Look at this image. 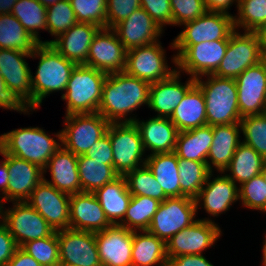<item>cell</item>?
Returning <instances> with one entry per match:
<instances>
[{"label":"cell","instance_id":"obj_30","mask_svg":"<svg viewBox=\"0 0 266 266\" xmlns=\"http://www.w3.org/2000/svg\"><path fill=\"white\" fill-rule=\"evenodd\" d=\"M169 119L179 132L207 125L205 99L196 83L187 91Z\"/></svg>","mask_w":266,"mask_h":266},{"label":"cell","instance_id":"obj_48","mask_svg":"<svg viewBox=\"0 0 266 266\" xmlns=\"http://www.w3.org/2000/svg\"><path fill=\"white\" fill-rule=\"evenodd\" d=\"M172 9V24L182 25L195 20L206 11L203 0H170Z\"/></svg>","mask_w":266,"mask_h":266},{"label":"cell","instance_id":"obj_54","mask_svg":"<svg viewBox=\"0 0 266 266\" xmlns=\"http://www.w3.org/2000/svg\"><path fill=\"white\" fill-rule=\"evenodd\" d=\"M167 266H213L202 254H188L168 259Z\"/></svg>","mask_w":266,"mask_h":266},{"label":"cell","instance_id":"obj_27","mask_svg":"<svg viewBox=\"0 0 266 266\" xmlns=\"http://www.w3.org/2000/svg\"><path fill=\"white\" fill-rule=\"evenodd\" d=\"M47 168L50 170L52 179L47 181L43 177V180L57 190L69 195L82 192L78 173V156L71 151L61 146L49 159L43 172H46Z\"/></svg>","mask_w":266,"mask_h":266},{"label":"cell","instance_id":"obj_24","mask_svg":"<svg viewBox=\"0 0 266 266\" xmlns=\"http://www.w3.org/2000/svg\"><path fill=\"white\" fill-rule=\"evenodd\" d=\"M99 29L96 24L77 22L55 40L41 43L51 44L62 56L76 65H86L89 47Z\"/></svg>","mask_w":266,"mask_h":266},{"label":"cell","instance_id":"obj_41","mask_svg":"<svg viewBox=\"0 0 266 266\" xmlns=\"http://www.w3.org/2000/svg\"><path fill=\"white\" fill-rule=\"evenodd\" d=\"M124 177L129 193L133 196H147L160 202L168 198L146 165L127 172Z\"/></svg>","mask_w":266,"mask_h":266},{"label":"cell","instance_id":"obj_61","mask_svg":"<svg viewBox=\"0 0 266 266\" xmlns=\"http://www.w3.org/2000/svg\"><path fill=\"white\" fill-rule=\"evenodd\" d=\"M263 244L264 245L262 247V253H263V255H262L263 261H262V263H263V266H266V236H265V240H264Z\"/></svg>","mask_w":266,"mask_h":266},{"label":"cell","instance_id":"obj_40","mask_svg":"<svg viewBox=\"0 0 266 266\" xmlns=\"http://www.w3.org/2000/svg\"><path fill=\"white\" fill-rule=\"evenodd\" d=\"M46 7L37 0H18L11 14L23 25L25 30L39 43V30L47 31L46 26ZM38 30V31H37Z\"/></svg>","mask_w":266,"mask_h":266},{"label":"cell","instance_id":"obj_57","mask_svg":"<svg viewBox=\"0 0 266 266\" xmlns=\"http://www.w3.org/2000/svg\"><path fill=\"white\" fill-rule=\"evenodd\" d=\"M0 154L4 157V161L0 162V190L2 191V195H4L9 182V171L7 168V154L1 148Z\"/></svg>","mask_w":266,"mask_h":266},{"label":"cell","instance_id":"obj_13","mask_svg":"<svg viewBox=\"0 0 266 266\" xmlns=\"http://www.w3.org/2000/svg\"><path fill=\"white\" fill-rule=\"evenodd\" d=\"M233 17L232 14L206 11L195 20L182 24L184 30L173 40V45H195L229 39L235 30Z\"/></svg>","mask_w":266,"mask_h":266},{"label":"cell","instance_id":"obj_25","mask_svg":"<svg viewBox=\"0 0 266 266\" xmlns=\"http://www.w3.org/2000/svg\"><path fill=\"white\" fill-rule=\"evenodd\" d=\"M180 71H176L167 79L150 84L148 107L158 113L157 117L170 118L187 91L196 83L190 78L185 85L179 81Z\"/></svg>","mask_w":266,"mask_h":266},{"label":"cell","instance_id":"obj_31","mask_svg":"<svg viewBox=\"0 0 266 266\" xmlns=\"http://www.w3.org/2000/svg\"><path fill=\"white\" fill-rule=\"evenodd\" d=\"M109 222L119 224L126 214L132 195L129 193L124 176L105 184L94 192Z\"/></svg>","mask_w":266,"mask_h":266},{"label":"cell","instance_id":"obj_7","mask_svg":"<svg viewBox=\"0 0 266 266\" xmlns=\"http://www.w3.org/2000/svg\"><path fill=\"white\" fill-rule=\"evenodd\" d=\"M263 60L264 51L256 32L245 31L240 34L235 29L230 34L225 56L213 75L235 79L247 68Z\"/></svg>","mask_w":266,"mask_h":266},{"label":"cell","instance_id":"obj_51","mask_svg":"<svg viewBox=\"0 0 266 266\" xmlns=\"http://www.w3.org/2000/svg\"><path fill=\"white\" fill-rule=\"evenodd\" d=\"M0 107L28 114V110L32 109L29 105L11 88L6 86V83L0 74Z\"/></svg>","mask_w":266,"mask_h":266},{"label":"cell","instance_id":"obj_59","mask_svg":"<svg viewBox=\"0 0 266 266\" xmlns=\"http://www.w3.org/2000/svg\"><path fill=\"white\" fill-rule=\"evenodd\" d=\"M263 51L266 50V22L256 31Z\"/></svg>","mask_w":266,"mask_h":266},{"label":"cell","instance_id":"obj_50","mask_svg":"<svg viewBox=\"0 0 266 266\" xmlns=\"http://www.w3.org/2000/svg\"><path fill=\"white\" fill-rule=\"evenodd\" d=\"M143 8L151 18L161 27L172 25V9L170 0H141Z\"/></svg>","mask_w":266,"mask_h":266},{"label":"cell","instance_id":"obj_29","mask_svg":"<svg viewBox=\"0 0 266 266\" xmlns=\"http://www.w3.org/2000/svg\"><path fill=\"white\" fill-rule=\"evenodd\" d=\"M239 128H241L240 123L212 126L213 141L206 161L210 172L213 170L211 164L221 173L228 167L234 152L241 143L239 139L241 129Z\"/></svg>","mask_w":266,"mask_h":266},{"label":"cell","instance_id":"obj_9","mask_svg":"<svg viewBox=\"0 0 266 266\" xmlns=\"http://www.w3.org/2000/svg\"><path fill=\"white\" fill-rule=\"evenodd\" d=\"M107 134L113 151V167L120 176L145 165L146 158L142 160L145 149L134 122L111 123Z\"/></svg>","mask_w":266,"mask_h":266},{"label":"cell","instance_id":"obj_21","mask_svg":"<svg viewBox=\"0 0 266 266\" xmlns=\"http://www.w3.org/2000/svg\"><path fill=\"white\" fill-rule=\"evenodd\" d=\"M111 225L94 193L70 195L69 228L96 233Z\"/></svg>","mask_w":266,"mask_h":266},{"label":"cell","instance_id":"obj_37","mask_svg":"<svg viewBox=\"0 0 266 266\" xmlns=\"http://www.w3.org/2000/svg\"><path fill=\"white\" fill-rule=\"evenodd\" d=\"M39 44L11 13L0 15V49L32 53Z\"/></svg>","mask_w":266,"mask_h":266},{"label":"cell","instance_id":"obj_60","mask_svg":"<svg viewBox=\"0 0 266 266\" xmlns=\"http://www.w3.org/2000/svg\"><path fill=\"white\" fill-rule=\"evenodd\" d=\"M37 1L47 8L51 5H54L55 3H57L60 0H37Z\"/></svg>","mask_w":266,"mask_h":266},{"label":"cell","instance_id":"obj_8","mask_svg":"<svg viewBox=\"0 0 266 266\" xmlns=\"http://www.w3.org/2000/svg\"><path fill=\"white\" fill-rule=\"evenodd\" d=\"M228 40H215L195 45H173L172 42V48L179 51L172 62L177 69L187 72L195 79L213 74L225 56Z\"/></svg>","mask_w":266,"mask_h":266},{"label":"cell","instance_id":"obj_35","mask_svg":"<svg viewBox=\"0 0 266 266\" xmlns=\"http://www.w3.org/2000/svg\"><path fill=\"white\" fill-rule=\"evenodd\" d=\"M265 161L252 147L241 142L223 173L230 171L231 175L227 174L226 176L234 183L237 181L242 185L251 178L260 175Z\"/></svg>","mask_w":266,"mask_h":266},{"label":"cell","instance_id":"obj_52","mask_svg":"<svg viewBox=\"0 0 266 266\" xmlns=\"http://www.w3.org/2000/svg\"><path fill=\"white\" fill-rule=\"evenodd\" d=\"M85 156L93 160L104 161V164H113V151L109 135L106 134L94 143Z\"/></svg>","mask_w":266,"mask_h":266},{"label":"cell","instance_id":"obj_5","mask_svg":"<svg viewBox=\"0 0 266 266\" xmlns=\"http://www.w3.org/2000/svg\"><path fill=\"white\" fill-rule=\"evenodd\" d=\"M39 127L20 128L0 135V148L6 153L40 166L42 169L62 146Z\"/></svg>","mask_w":266,"mask_h":266},{"label":"cell","instance_id":"obj_12","mask_svg":"<svg viewBox=\"0 0 266 266\" xmlns=\"http://www.w3.org/2000/svg\"><path fill=\"white\" fill-rule=\"evenodd\" d=\"M160 41L127 51L124 72L151 83L170 77L176 70L168 68Z\"/></svg>","mask_w":266,"mask_h":266},{"label":"cell","instance_id":"obj_26","mask_svg":"<svg viewBox=\"0 0 266 266\" xmlns=\"http://www.w3.org/2000/svg\"><path fill=\"white\" fill-rule=\"evenodd\" d=\"M212 176L211 172L195 201L197 209L202 200L206 212L212 216H218L227 211L232 203L238 201L239 188L226 174L210 181Z\"/></svg>","mask_w":266,"mask_h":266},{"label":"cell","instance_id":"obj_28","mask_svg":"<svg viewBox=\"0 0 266 266\" xmlns=\"http://www.w3.org/2000/svg\"><path fill=\"white\" fill-rule=\"evenodd\" d=\"M134 123L139 130L145 150H151L152 154L175 150L179 131L169 118L156 116L146 122L136 119Z\"/></svg>","mask_w":266,"mask_h":266},{"label":"cell","instance_id":"obj_38","mask_svg":"<svg viewBox=\"0 0 266 266\" xmlns=\"http://www.w3.org/2000/svg\"><path fill=\"white\" fill-rule=\"evenodd\" d=\"M160 201L147 196H133L129 202L124 219L118 224L131 231H147Z\"/></svg>","mask_w":266,"mask_h":266},{"label":"cell","instance_id":"obj_10","mask_svg":"<svg viewBox=\"0 0 266 266\" xmlns=\"http://www.w3.org/2000/svg\"><path fill=\"white\" fill-rule=\"evenodd\" d=\"M196 213L197 204L194 198H166L160 203L147 231L166 243L176 233L195 222Z\"/></svg>","mask_w":266,"mask_h":266},{"label":"cell","instance_id":"obj_3","mask_svg":"<svg viewBox=\"0 0 266 266\" xmlns=\"http://www.w3.org/2000/svg\"><path fill=\"white\" fill-rule=\"evenodd\" d=\"M208 80L196 78L206 105L207 125H228L239 123L241 115L238 106L237 85L234 78L208 74Z\"/></svg>","mask_w":266,"mask_h":266},{"label":"cell","instance_id":"obj_42","mask_svg":"<svg viewBox=\"0 0 266 266\" xmlns=\"http://www.w3.org/2000/svg\"><path fill=\"white\" fill-rule=\"evenodd\" d=\"M238 17H233L234 28L255 32L266 22V0H239Z\"/></svg>","mask_w":266,"mask_h":266},{"label":"cell","instance_id":"obj_23","mask_svg":"<svg viewBox=\"0 0 266 266\" xmlns=\"http://www.w3.org/2000/svg\"><path fill=\"white\" fill-rule=\"evenodd\" d=\"M24 57H31V53L0 49V74L6 86L13 89L32 109V72Z\"/></svg>","mask_w":266,"mask_h":266},{"label":"cell","instance_id":"obj_39","mask_svg":"<svg viewBox=\"0 0 266 266\" xmlns=\"http://www.w3.org/2000/svg\"><path fill=\"white\" fill-rule=\"evenodd\" d=\"M178 170L180 197L188 196L195 199L211 173L207 163L178 157Z\"/></svg>","mask_w":266,"mask_h":266},{"label":"cell","instance_id":"obj_11","mask_svg":"<svg viewBox=\"0 0 266 266\" xmlns=\"http://www.w3.org/2000/svg\"><path fill=\"white\" fill-rule=\"evenodd\" d=\"M13 208L3 210L0 205V219L7 226L18 247L37 239L51 236L55 230L27 202H14Z\"/></svg>","mask_w":266,"mask_h":266},{"label":"cell","instance_id":"obj_34","mask_svg":"<svg viewBox=\"0 0 266 266\" xmlns=\"http://www.w3.org/2000/svg\"><path fill=\"white\" fill-rule=\"evenodd\" d=\"M134 231L132 266H167L166 243L148 231Z\"/></svg>","mask_w":266,"mask_h":266},{"label":"cell","instance_id":"obj_19","mask_svg":"<svg viewBox=\"0 0 266 266\" xmlns=\"http://www.w3.org/2000/svg\"><path fill=\"white\" fill-rule=\"evenodd\" d=\"M133 233L117 224L95 233L102 266H132Z\"/></svg>","mask_w":266,"mask_h":266},{"label":"cell","instance_id":"obj_6","mask_svg":"<svg viewBox=\"0 0 266 266\" xmlns=\"http://www.w3.org/2000/svg\"><path fill=\"white\" fill-rule=\"evenodd\" d=\"M110 124L98 112L71 114L65 117V128L55 135L65 149L80 156L107 134Z\"/></svg>","mask_w":266,"mask_h":266},{"label":"cell","instance_id":"obj_36","mask_svg":"<svg viewBox=\"0 0 266 266\" xmlns=\"http://www.w3.org/2000/svg\"><path fill=\"white\" fill-rule=\"evenodd\" d=\"M78 173L82 192L90 193L120 176L113 164H104V161L93 160L85 155L78 156Z\"/></svg>","mask_w":266,"mask_h":266},{"label":"cell","instance_id":"obj_20","mask_svg":"<svg viewBox=\"0 0 266 266\" xmlns=\"http://www.w3.org/2000/svg\"><path fill=\"white\" fill-rule=\"evenodd\" d=\"M7 168L9 182L3 198L0 199V205L8 200L9 202L27 201L32 191L43 180V169L11 154H7Z\"/></svg>","mask_w":266,"mask_h":266},{"label":"cell","instance_id":"obj_22","mask_svg":"<svg viewBox=\"0 0 266 266\" xmlns=\"http://www.w3.org/2000/svg\"><path fill=\"white\" fill-rule=\"evenodd\" d=\"M112 29L127 51L159 41L163 31L141 7Z\"/></svg>","mask_w":266,"mask_h":266},{"label":"cell","instance_id":"obj_58","mask_svg":"<svg viewBox=\"0 0 266 266\" xmlns=\"http://www.w3.org/2000/svg\"><path fill=\"white\" fill-rule=\"evenodd\" d=\"M17 1L18 0H0V15L11 13Z\"/></svg>","mask_w":266,"mask_h":266},{"label":"cell","instance_id":"obj_56","mask_svg":"<svg viewBox=\"0 0 266 266\" xmlns=\"http://www.w3.org/2000/svg\"><path fill=\"white\" fill-rule=\"evenodd\" d=\"M234 1L237 2L238 6L239 0H203V3L207 11L229 14L227 10L230 8V5L232 6Z\"/></svg>","mask_w":266,"mask_h":266},{"label":"cell","instance_id":"obj_33","mask_svg":"<svg viewBox=\"0 0 266 266\" xmlns=\"http://www.w3.org/2000/svg\"><path fill=\"white\" fill-rule=\"evenodd\" d=\"M145 165L155 176L168 198L180 197L178 157L176 153L150 154Z\"/></svg>","mask_w":266,"mask_h":266},{"label":"cell","instance_id":"obj_1","mask_svg":"<svg viewBox=\"0 0 266 266\" xmlns=\"http://www.w3.org/2000/svg\"><path fill=\"white\" fill-rule=\"evenodd\" d=\"M149 88V82L125 72L108 74L102 87L98 113L110 123L134 122L136 118L125 116L143 104L149 105Z\"/></svg>","mask_w":266,"mask_h":266},{"label":"cell","instance_id":"obj_4","mask_svg":"<svg viewBox=\"0 0 266 266\" xmlns=\"http://www.w3.org/2000/svg\"><path fill=\"white\" fill-rule=\"evenodd\" d=\"M107 75L86 65H76L61 96L67 103L66 116L98 112Z\"/></svg>","mask_w":266,"mask_h":266},{"label":"cell","instance_id":"obj_16","mask_svg":"<svg viewBox=\"0 0 266 266\" xmlns=\"http://www.w3.org/2000/svg\"><path fill=\"white\" fill-rule=\"evenodd\" d=\"M60 265L102 266L95 233L67 228L58 231Z\"/></svg>","mask_w":266,"mask_h":266},{"label":"cell","instance_id":"obj_47","mask_svg":"<svg viewBox=\"0 0 266 266\" xmlns=\"http://www.w3.org/2000/svg\"><path fill=\"white\" fill-rule=\"evenodd\" d=\"M239 187V199L245 207L266 212V183L260 175Z\"/></svg>","mask_w":266,"mask_h":266},{"label":"cell","instance_id":"obj_2","mask_svg":"<svg viewBox=\"0 0 266 266\" xmlns=\"http://www.w3.org/2000/svg\"><path fill=\"white\" fill-rule=\"evenodd\" d=\"M31 57H39L40 60L35 76L31 75L32 110H35L50 93L66 90L76 64L62 56L51 44L39 43Z\"/></svg>","mask_w":266,"mask_h":266},{"label":"cell","instance_id":"obj_53","mask_svg":"<svg viewBox=\"0 0 266 266\" xmlns=\"http://www.w3.org/2000/svg\"><path fill=\"white\" fill-rule=\"evenodd\" d=\"M18 248L7 226L0 223V266H6Z\"/></svg>","mask_w":266,"mask_h":266},{"label":"cell","instance_id":"obj_46","mask_svg":"<svg viewBox=\"0 0 266 266\" xmlns=\"http://www.w3.org/2000/svg\"><path fill=\"white\" fill-rule=\"evenodd\" d=\"M77 22L106 28L107 0H69Z\"/></svg>","mask_w":266,"mask_h":266},{"label":"cell","instance_id":"obj_63","mask_svg":"<svg viewBox=\"0 0 266 266\" xmlns=\"http://www.w3.org/2000/svg\"><path fill=\"white\" fill-rule=\"evenodd\" d=\"M264 60L266 61V50L264 51Z\"/></svg>","mask_w":266,"mask_h":266},{"label":"cell","instance_id":"obj_44","mask_svg":"<svg viewBox=\"0 0 266 266\" xmlns=\"http://www.w3.org/2000/svg\"><path fill=\"white\" fill-rule=\"evenodd\" d=\"M42 266H59L58 231L51 236L32 240L20 247Z\"/></svg>","mask_w":266,"mask_h":266},{"label":"cell","instance_id":"obj_14","mask_svg":"<svg viewBox=\"0 0 266 266\" xmlns=\"http://www.w3.org/2000/svg\"><path fill=\"white\" fill-rule=\"evenodd\" d=\"M220 235L221 229L211 219H196L166 242L167 258L202 254L206 248L212 247Z\"/></svg>","mask_w":266,"mask_h":266},{"label":"cell","instance_id":"obj_43","mask_svg":"<svg viewBox=\"0 0 266 266\" xmlns=\"http://www.w3.org/2000/svg\"><path fill=\"white\" fill-rule=\"evenodd\" d=\"M239 123L245 137L242 142L266 160V113L242 117Z\"/></svg>","mask_w":266,"mask_h":266},{"label":"cell","instance_id":"obj_18","mask_svg":"<svg viewBox=\"0 0 266 266\" xmlns=\"http://www.w3.org/2000/svg\"><path fill=\"white\" fill-rule=\"evenodd\" d=\"M241 117L265 113L266 61L247 68L235 78Z\"/></svg>","mask_w":266,"mask_h":266},{"label":"cell","instance_id":"obj_32","mask_svg":"<svg viewBox=\"0 0 266 266\" xmlns=\"http://www.w3.org/2000/svg\"><path fill=\"white\" fill-rule=\"evenodd\" d=\"M213 141L212 126L178 132L174 152L182 159L206 162Z\"/></svg>","mask_w":266,"mask_h":266},{"label":"cell","instance_id":"obj_49","mask_svg":"<svg viewBox=\"0 0 266 266\" xmlns=\"http://www.w3.org/2000/svg\"><path fill=\"white\" fill-rule=\"evenodd\" d=\"M141 7V0H107L106 28H113Z\"/></svg>","mask_w":266,"mask_h":266},{"label":"cell","instance_id":"obj_17","mask_svg":"<svg viewBox=\"0 0 266 266\" xmlns=\"http://www.w3.org/2000/svg\"><path fill=\"white\" fill-rule=\"evenodd\" d=\"M27 202L55 231L69 228V194L42 180L32 191Z\"/></svg>","mask_w":266,"mask_h":266},{"label":"cell","instance_id":"obj_55","mask_svg":"<svg viewBox=\"0 0 266 266\" xmlns=\"http://www.w3.org/2000/svg\"><path fill=\"white\" fill-rule=\"evenodd\" d=\"M6 266H42L31 255L18 247Z\"/></svg>","mask_w":266,"mask_h":266},{"label":"cell","instance_id":"obj_62","mask_svg":"<svg viewBox=\"0 0 266 266\" xmlns=\"http://www.w3.org/2000/svg\"><path fill=\"white\" fill-rule=\"evenodd\" d=\"M261 176L263 177L265 183H266V161L263 164L262 171H261Z\"/></svg>","mask_w":266,"mask_h":266},{"label":"cell","instance_id":"obj_15","mask_svg":"<svg viewBox=\"0 0 266 266\" xmlns=\"http://www.w3.org/2000/svg\"><path fill=\"white\" fill-rule=\"evenodd\" d=\"M127 50L112 28H100L89 47L86 66L106 74L124 72Z\"/></svg>","mask_w":266,"mask_h":266},{"label":"cell","instance_id":"obj_45","mask_svg":"<svg viewBox=\"0 0 266 266\" xmlns=\"http://www.w3.org/2000/svg\"><path fill=\"white\" fill-rule=\"evenodd\" d=\"M46 16L47 31L56 38L77 23L69 0H60L54 5L47 7Z\"/></svg>","mask_w":266,"mask_h":266}]
</instances>
